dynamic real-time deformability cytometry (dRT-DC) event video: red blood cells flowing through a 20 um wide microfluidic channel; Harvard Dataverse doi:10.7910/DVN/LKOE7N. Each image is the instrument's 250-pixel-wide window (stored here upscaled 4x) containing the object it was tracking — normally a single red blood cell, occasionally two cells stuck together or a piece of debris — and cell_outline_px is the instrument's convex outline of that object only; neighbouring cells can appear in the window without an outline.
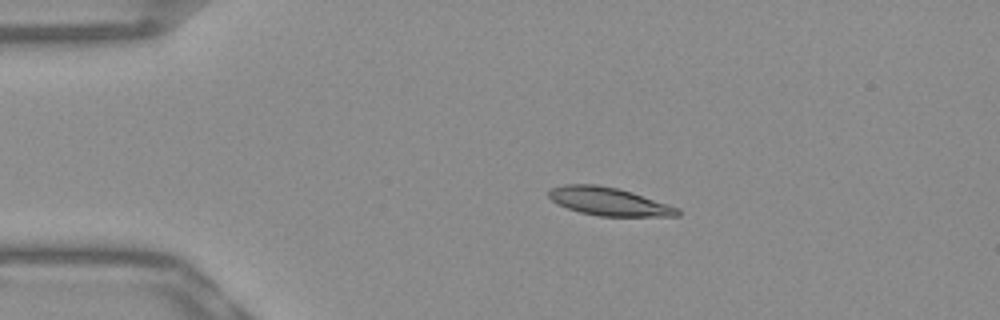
{"species": "Egyptian fruit bat (a non-hibernating species)", "species_latin": "Rousettus aegyptiacus", "temperature_condition": "warm", "stored_images_in_passage": 43, "camera_frame_rate_fps": 3000, "um_per_image_px": 0.085, "frame": {"image": 1, "passage_image": 1, "time_ms": 0.0, "image_size_px": [1000, 320], "cell_outline_px": [[680, 216], [600, 216], [580, 212], [556, 204], [548, 196], [548, 192], [552, 188], [564, 184], [596, 184], [616, 188], [632, 192], [680, 208]], "centroid_in_image_um": [51.75, 17.13], "position_along_channel_um": 33.2, "area_um2": 21.04}}
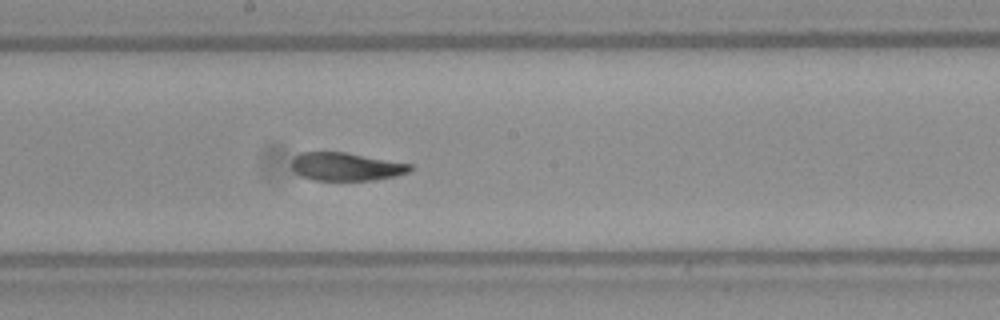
{"frame": {"image": 2, "passage_image": 19, "time_ms": 6.0, "image_size_px": [1000, 320], "cell_outline_px": [[412, 168], [408, 172], [396, 176], [372, 180], [312, 180], [300, 176], [292, 168], [292, 160], [300, 152], [344, 152], [412, 164]], "centroid_in_image_um": [29.4, 14.17], "position_along_channel_um": 218.8, "area_um2": 19.31}}
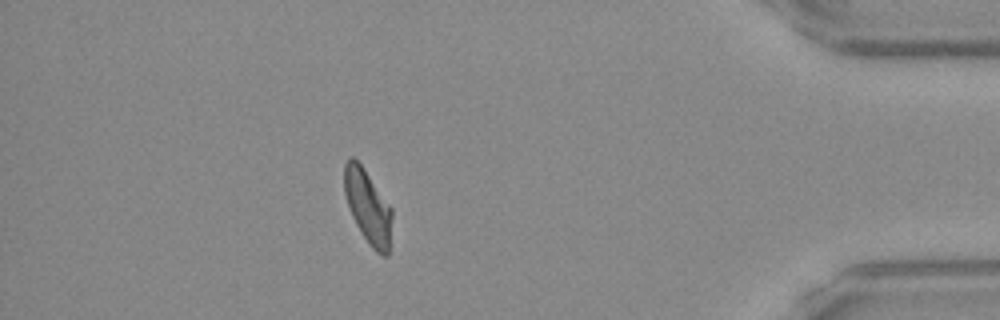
{"frame": {"image": 3, "passage_image": 37, "time_ms": 12.0, "image_size_px": [1000, 320], "cell_outline_px": [[392, 216], [388, 256], [380, 256], [368, 244], [360, 232], [352, 216], [344, 192], [344, 164], [352, 156], [360, 164], [392, 208]], "centroid_in_image_um": [31.27, 17.62], "position_along_channel_um": 403.9, "area_um2": 20.29}, "authors_computed_cell_mechanics": {"area_um2": 20.9236, "velocity_mm_per_s": 3.8482, "shape_relaxation_time_tau1_ms": 3.8763, "shape_relaxation_time_tau2_ms": 2.2393, "deformation_change_tau1": 0.1709, "deformation_change_tau2": 0.0906}}